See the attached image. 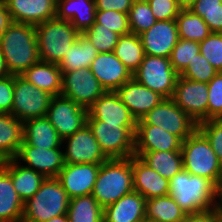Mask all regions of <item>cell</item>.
I'll return each mask as SVG.
<instances>
[{
    "label": "cell",
    "mask_w": 222,
    "mask_h": 222,
    "mask_svg": "<svg viewBox=\"0 0 222 222\" xmlns=\"http://www.w3.org/2000/svg\"><path fill=\"white\" fill-rule=\"evenodd\" d=\"M0 53L14 76H20L39 62L35 25L12 21L0 37Z\"/></svg>",
    "instance_id": "obj_1"
},
{
    "label": "cell",
    "mask_w": 222,
    "mask_h": 222,
    "mask_svg": "<svg viewBox=\"0 0 222 222\" xmlns=\"http://www.w3.org/2000/svg\"><path fill=\"white\" fill-rule=\"evenodd\" d=\"M169 183V195L186 214L217 207L218 188L209 179L191 175L183 169Z\"/></svg>",
    "instance_id": "obj_2"
},
{
    "label": "cell",
    "mask_w": 222,
    "mask_h": 222,
    "mask_svg": "<svg viewBox=\"0 0 222 222\" xmlns=\"http://www.w3.org/2000/svg\"><path fill=\"white\" fill-rule=\"evenodd\" d=\"M133 191L132 157L108 159L100 165L92 196L103 209Z\"/></svg>",
    "instance_id": "obj_3"
},
{
    "label": "cell",
    "mask_w": 222,
    "mask_h": 222,
    "mask_svg": "<svg viewBox=\"0 0 222 222\" xmlns=\"http://www.w3.org/2000/svg\"><path fill=\"white\" fill-rule=\"evenodd\" d=\"M181 152L184 170L209 179L217 188L222 186L221 159L198 129L182 142Z\"/></svg>",
    "instance_id": "obj_4"
},
{
    "label": "cell",
    "mask_w": 222,
    "mask_h": 222,
    "mask_svg": "<svg viewBox=\"0 0 222 222\" xmlns=\"http://www.w3.org/2000/svg\"><path fill=\"white\" fill-rule=\"evenodd\" d=\"M69 197L57 178H46L39 190L24 202L22 222H47L66 215Z\"/></svg>",
    "instance_id": "obj_5"
},
{
    "label": "cell",
    "mask_w": 222,
    "mask_h": 222,
    "mask_svg": "<svg viewBox=\"0 0 222 222\" xmlns=\"http://www.w3.org/2000/svg\"><path fill=\"white\" fill-rule=\"evenodd\" d=\"M40 61L59 65L80 34L70 21L57 17L35 26Z\"/></svg>",
    "instance_id": "obj_6"
},
{
    "label": "cell",
    "mask_w": 222,
    "mask_h": 222,
    "mask_svg": "<svg viewBox=\"0 0 222 222\" xmlns=\"http://www.w3.org/2000/svg\"><path fill=\"white\" fill-rule=\"evenodd\" d=\"M87 124L108 159L134 156V135L137 124H112L101 120H87Z\"/></svg>",
    "instance_id": "obj_7"
},
{
    "label": "cell",
    "mask_w": 222,
    "mask_h": 222,
    "mask_svg": "<svg viewBox=\"0 0 222 222\" xmlns=\"http://www.w3.org/2000/svg\"><path fill=\"white\" fill-rule=\"evenodd\" d=\"M179 74L174 70L170 58L145 55L133 78L164 98H172Z\"/></svg>",
    "instance_id": "obj_8"
},
{
    "label": "cell",
    "mask_w": 222,
    "mask_h": 222,
    "mask_svg": "<svg viewBox=\"0 0 222 222\" xmlns=\"http://www.w3.org/2000/svg\"><path fill=\"white\" fill-rule=\"evenodd\" d=\"M137 125L159 126L177 136L182 142L197 129V123L171 98H164L141 120H138Z\"/></svg>",
    "instance_id": "obj_9"
},
{
    "label": "cell",
    "mask_w": 222,
    "mask_h": 222,
    "mask_svg": "<svg viewBox=\"0 0 222 222\" xmlns=\"http://www.w3.org/2000/svg\"><path fill=\"white\" fill-rule=\"evenodd\" d=\"M53 97L27 82L21 76H14L11 114L22 122L33 118L46 117Z\"/></svg>",
    "instance_id": "obj_10"
},
{
    "label": "cell",
    "mask_w": 222,
    "mask_h": 222,
    "mask_svg": "<svg viewBox=\"0 0 222 222\" xmlns=\"http://www.w3.org/2000/svg\"><path fill=\"white\" fill-rule=\"evenodd\" d=\"M87 117L88 109L62 95L52 98L46 114L62 139L73 135L87 124Z\"/></svg>",
    "instance_id": "obj_11"
},
{
    "label": "cell",
    "mask_w": 222,
    "mask_h": 222,
    "mask_svg": "<svg viewBox=\"0 0 222 222\" xmlns=\"http://www.w3.org/2000/svg\"><path fill=\"white\" fill-rule=\"evenodd\" d=\"M208 83L185 79L179 75L172 100L197 124L208 120Z\"/></svg>",
    "instance_id": "obj_12"
},
{
    "label": "cell",
    "mask_w": 222,
    "mask_h": 222,
    "mask_svg": "<svg viewBox=\"0 0 222 222\" xmlns=\"http://www.w3.org/2000/svg\"><path fill=\"white\" fill-rule=\"evenodd\" d=\"M105 92L90 68L62 72L61 95L70 98L86 109Z\"/></svg>",
    "instance_id": "obj_13"
},
{
    "label": "cell",
    "mask_w": 222,
    "mask_h": 222,
    "mask_svg": "<svg viewBox=\"0 0 222 222\" xmlns=\"http://www.w3.org/2000/svg\"><path fill=\"white\" fill-rule=\"evenodd\" d=\"M62 143L65 164H102L108 160L88 124L63 139Z\"/></svg>",
    "instance_id": "obj_14"
},
{
    "label": "cell",
    "mask_w": 222,
    "mask_h": 222,
    "mask_svg": "<svg viewBox=\"0 0 222 222\" xmlns=\"http://www.w3.org/2000/svg\"><path fill=\"white\" fill-rule=\"evenodd\" d=\"M14 159L21 165L42 174L45 178H57L65 166L62 148L44 149L28 145L24 141ZM23 162L24 164H22Z\"/></svg>",
    "instance_id": "obj_15"
},
{
    "label": "cell",
    "mask_w": 222,
    "mask_h": 222,
    "mask_svg": "<svg viewBox=\"0 0 222 222\" xmlns=\"http://www.w3.org/2000/svg\"><path fill=\"white\" fill-rule=\"evenodd\" d=\"M101 164H65L57 179L69 199L92 194Z\"/></svg>",
    "instance_id": "obj_16"
},
{
    "label": "cell",
    "mask_w": 222,
    "mask_h": 222,
    "mask_svg": "<svg viewBox=\"0 0 222 222\" xmlns=\"http://www.w3.org/2000/svg\"><path fill=\"white\" fill-rule=\"evenodd\" d=\"M139 37L145 55L170 58L172 50L179 40L176 19L156 21Z\"/></svg>",
    "instance_id": "obj_17"
},
{
    "label": "cell",
    "mask_w": 222,
    "mask_h": 222,
    "mask_svg": "<svg viewBox=\"0 0 222 222\" xmlns=\"http://www.w3.org/2000/svg\"><path fill=\"white\" fill-rule=\"evenodd\" d=\"M90 70L105 91H116L133 78L131 71L112 52L98 53Z\"/></svg>",
    "instance_id": "obj_18"
},
{
    "label": "cell",
    "mask_w": 222,
    "mask_h": 222,
    "mask_svg": "<svg viewBox=\"0 0 222 222\" xmlns=\"http://www.w3.org/2000/svg\"><path fill=\"white\" fill-rule=\"evenodd\" d=\"M115 92L128 107L136 121L141 120L164 99L158 92L138 83L134 78L127 81Z\"/></svg>",
    "instance_id": "obj_19"
},
{
    "label": "cell",
    "mask_w": 222,
    "mask_h": 222,
    "mask_svg": "<svg viewBox=\"0 0 222 222\" xmlns=\"http://www.w3.org/2000/svg\"><path fill=\"white\" fill-rule=\"evenodd\" d=\"M13 22L38 25L56 17L57 0H4Z\"/></svg>",
    "instance_id": "obj_20"
},
{
    "label": "cell",
    "mask_w": 222,
    "mask_h": 222,
    "mask_svg": "<svg viewBox=\"0 0 222 222\" xmlns=\"http://www.w3.org/2000/svg\"><path fill=\"white\" fill-rule=\"evenodd\" d=\"M87 120H101L112 124H137L115 91H106L88 108Z\"/></svg>",
    "instance_id": "obj_21"
},
{
    "label": "cell",
    "mask_w": 222,
    "mask_h": 222,
    "mask_svg": "<svg viewBox=\"0 0 222 222\" xmlns=\"http://www.w3.org/2000/svg\"><path fill=\"white\" fill-rule=\"evenodd\" d=\"M182 141L154 125H136L134 152L181 151Z\"/></svg>",
    "instance_id": "obj_22"
},
{
    "label": "cell",
    "mask_w": 222,
    "mask_h": 222,
    "mask_svg": "<svg viewBox=\"0 0 222 222\" xmlns=\"http://www.w3.org/2000/svg\"><path fill=\"white\" fill-rule=\"evenodd\" d=\"M133 188L146 200L169 195V180L145 164L139 157L132 156Z\"/></svg>",
    "instance_id": "obj_23"
},
{
    "label": "cell",
    "mask_w": 222,
    "mask_h": 222,
    "mask_svg": "<svg viewBox=\"0 0 222 222\" xmlns=\"http://www.w3.org/2000/svg\"><path fill=\"white\" fill-rule=\"evenodd\" d=\"M146 199L136 191L121 197L103 211L104 222H146Z\"/></svg>",
    "instance_id": "obj_24"
},
{
    "label": "cell",
    "mask_w": 222,
    "mask_h": 222,
    "mask_svg": "<svg viewBox=\"0 0 222 222\" xmlns=\"http://www.w3.org/2000/svg\"><path fill=\"white\" fill-rule=\"evenodd\" d=\"M96 11L95 0H58L56 17L83 33L95 23Z\"/></svg>",
    "instance_id": "obj_25"
},
{
    "label": "cell",
    "mask_w": 222,
    "mask_h": 222,
    "mask_svg": "<svg viewBox=\"0 0 222 222\" xmlns=\"http://www.w3.org/2000/svg\"><path fill=\"white\" fill-rule=\"evenodd\" d=\"M2 168L10 175L13 187L23 203L39 190L46 179L42 174L21 165L15 159L4 160Z\"/></svg>",
    "instance_id": "obj_26"
},
{
    "label": "cell",
    "mask_w": 222,
    "mask_h": 222,
    "mask_svg": "<svg viewBox=\"0 0 222 222\" xmlns=\"http://www.w3.org/2000/svg\"><path fill=\"white\" fill-rule=\"evenodd\" d=\"M23 141L28 145L44 149L62 148L63 139L46 117L23 122Z\"/></svg>",
    "instance_id": "obj_27"
},
{
    "label": "cell",
    "mask_w": 222,
    "mask_h": 222,
    "mask_svg": "<svg viewBox=\"0 0 222 222\" xmlns=\"http://www.w3.org/2000/svg\"><path fill=\"white\" fill-rule=\"evenodd\" d=\"M20 76L52 96L61 95L62 71L57 64L39 61Z\"/></svg>",
    "instance_id": "obj_28"
},
{
    "label": "cell",
    "mask_w": 222,
    "mask_h": 222,
    "mask_svg": "<svg viewBox=\"0 0 222 222\" xmlns=\"http://www.w3.org/2000/svg\"><path fill=\"white\" fill-rule=\"evenodd\" d=\"M24 203L13 187L10 175L0 169V222H22Z\"/></svg>",
    "instance_id": "obj_29"
},
{
    "label": "cell",
    "mask_w": 222,
    "mask_h": 222,
    "mask_svg": "<svg viewBox=\"0 0 222 222\" xmlns=\"http://www.w3.org/2000/svg\"><path fill=\"white\" fill-rule=\"evenodd\" d=\"M23 142V122L9 113H0V156L14 159Z\"/></svg>",
    "instance_id": "obj_30"
},
{
    "label": "cell",
    "mask_w": 222,
    "mask_h": 222,
    "mask_svg": "<svg viewBox=\"0 0 222 222\" xmlns=\"http://www.w3.org/2000/svg\"><path fill=\"white\" fill-rule=\"evenodd\" d=\"M134 156L139 157L150 168L168 180L183 170L181 151L134 152Z\"/></svg>",
    "instance_id": "obj_31"
},
{
    "label": "cell",
    "mask_w": 222,
    "mask_h": 222,
    "mask_svg": "<svg viewBox=\"0 0 222 222\" xmlns=\"http://www.w3.org/2000/svg\"><path fill=\"white\" fill-rule=\"evenodd\" d=\"M98 53L89 39L80 33L59 63V69L62 72H71L80 68H90Z\"/></svg>",
    "instance_id": "obj_32"
},
{
    "label": "cell",
    "mask_w": 222,
    "mask_h": 222,
    "mask_svg": "<svg viewBox=\"0 0 222 222\" xmlns=\"http://www.w3.org/2000/svg\"><path fill=\"white\" fill-rule=\"evenodd\" d=\"M186 213L170 196H160L146 200V222H183Z\"/></svg>",
    "instance_id": "obj_33"
},
{
    "label": "cell",
    "mask_w": 222,
    "mask_h": 222,
    "mask_svg": "<svg viewBox=\"0 0 222 222\" xmlns=\"http://www.w3.org/2000/svg\"><path fill=\"white\" fill-rule=\"evenodd\" d=\"M113 53L132 74L139 68L145 56L140 37L131 32L119 36Z\"/></svg>",
    "instance_id": "obj_34"
},
{
    "label": "cell",
    "mask_w": 222,
    "mask_h": 222,
    "mask_svg": "<svg viewBox=\"0 0 222 222\" xmlns=\"http://www.w3.org/2000/svg\"><path fill=\"white\" fill-rule=\"evenodd\" d=\"M103 211L92 194H89L69 199L67 217L70 222H104Z\"/></svg>",
    "instance_id": "obj_35"
},
{
    "label": "cell",
    "mask_w": 222,
    "mask_h": 222,
    "mask_svg": "<svg viewBox=\"0 0 222 222\" xmlns=\"http://www.w3.org/2000/svg\"><path fill=\"white\" fill-rule=\"evenodd\" d=\"M180 39L200 43L210 35L206 22L190 10H180L176 17Z\"/></svg>",
    "instance_id": "obj_36"
},
{
    "label": "cell",
    "mask_w": 222,
    "mask_h": 222,
    "mask_svg": "<svg viewBox=\"0 0 222 222\" xmlns=\"http://www.w3.org/2000/svg\"><path fill=\"white\" fill-rule=\"evenodd\" d=\"M189 10L206 22L211 33H222V0H196Z\"/></svg>",
    "instance_id": "obj_37"
},
{
    "label": "cell",
    "mask_w": 222,
    "mask_h": 222,
    "mask_svg": "<svg viewBox=\"0 0 222 222\" xmlns=\"http://www.w3.org/2000/svg\"><path fill=\"white\" fill-rule=\"evenodd\" d=\"M128 20L131 33L138 36L150 29L157 21L149 3L135 1H133L132 7L128 12Z\"/></svg>",
    "instance_id": "obj_38"
},
{
    "label": "cell",
    "mask_w": 222,
    "mask_h": 222,
    "mask_svg": "<svg viewBox=\"0 0 222 222\" xmlns=\"http://www.w3.org/2000/svg\"><path fill=\"white\" fill-rule=\"evenodd\" d=\"M200 53L199 43L180 39L170 55V62L174 70L180 74L192 60Z\"/></svg>",
    "instance_id": "obj_39"
},
{
    "label": "cell",
    "mask_w": 222,
    "mask_h": 222,
    "mask_svg": "<svg viewBox=\"0 0 222 222\" xmlns=\"http://www.w3.org/2000/svg\"><path fill=\"white\" fill-rule=\"evenodd\" d=\"M99 53L112 52L118 42L119 34L105 28L102 24H93L83 32Z\"/></svg>",
    "instance_id": "obj_40"
},
{
    "label": "cell",
    "mask_w": 222,
    "mask_h": 222,
    "mask_svg": "<svg viewBox=\"0 0 222 222\" xmlns=\"http://www.w3.org/2000/svg\"><path fill=\"white\" fill-rule=\"evenodd\" d=\"M218 71L200 53L197 54L192 62L179 74L185 79L197 82L208 83Z\"/></svg>",
    "instance_id": "obj_41"
},
{
    "label": "cell",
    "mask_w": 222,
    "mask_h": 222,
    "mask_svg": "<svg viewBox=\"0 0 222 222\" xmlns=\"http://www.w3.org/2000/svg\"><path fill=\"white\" fill-rule=\"evenodd\" d=\"M94 24H102L120 36L131 32L128 14L115 10H97Z\"/></svg>",
    "instance_id": "obj_42"
},
{
    "label": "cell",
    "mask_w": 222,
    "mask_h": 222,
    "mask_svg": "<svg viewBox=\"0 0 222 222\" xmlns=\"http://www.w3.org/2000/svg\"><path fill=\"white\" fill-rule=\"evenodd\" d=\"M200 54L218 71L222 72V33H210L199 43Z\"/></svg>",
    "instance_id": "obj_43"
},
{
    "label": "cell",
    "mask_w": 222,
    "mask_h": 222,
    "mask_svg": "<svg viewBox=\"0 0 222 222\" xmlns=\"http://www.w3.org/2000/svg\"><path fill=\"white\" fill-rule=\"evenodd\" d=\"M208 120L222 119V72L208 82Z\"/></svg>",
    "instance_id": "obj_44"
},
{
    "label": "cell",
    "mask_w": 222,
    "mask_h": 222,
    "mask_svg": "<svg viewBox=\"0 0 222 222\" xmlns=\"http://www.w3.org/2000/svg\"><path fill=\"white\" fill-rule=\"evenodd\" d=\"M197 129L209 141L214 152L222 158V119H209L197 124Z\"/></svg>",
    "instance_id": "obj_45"
},
{
    "label": "cell",
    "mask_w": 222,
    "mask_h": 222,
    "mask_svg": "<svg viewBox=\"0 0 222 222\" xmlns=\"http://www.w3.org/2000/svg\"><path fill=\"white\" fill-rule=\"evenodd\" d=\"M149 5L156 20H174L179 14L176 0H150Z\"/></svg>",
    "instance_id": "obj_46"
},
{
    "label": "cell",
    "mask_w": 222,
    "mask_h": 222,
    "mask_svg": "<svg viewBox=\"0 0 222 222\" xmlns=\"http://www.w3.org/2000/svg\"><path fill=\"white\" fill-rule=\"evenodd\" d=\"M13 91L14 75L0 78V113L11 114Z\"/></svg>",
    "instance_id": "obj_47"
},
{
    "label": "cell",
    "mask_w": 222,
    "mask_h": 222,
    "mask_svg": "<svg viewBox=\"0 0 222 222\" xmlns=\"http://www.w3.org/2000/svg\"><path fill=\"white\" fill-rule=\"evenodd\" d=\"M133 0H95L96 10H115L128 14Z\"/></svg>",
    "instance_id": "obj_48"
},
{
    "label": "cell",
    "mask_w": 222,
    "mask_h": 222,
    "mask_svg": "<svg viewBox=\"0 0 222 222\" xmlns=\"http://www.w3.org/2000/svg\"><path fill=\"white\" fill-rule=\"evenodd\" d=\"M183 222H218V210L214 208L205 212L186 214Z\"/></svg>",
    "instance_id": "obj_49"
},
{
    "label": "cell",
    "mask_w": 222,
    "mask_h": 222,
    "mask_svg": "<svg viewBox=\"0 0 222 222\" xmlns=\"http://www.w3.org/2000/svg\"><path fill=\"white\" fill-rule=\"evenodd\" d=\"M11 22L12 20L7 10V5L4 0H0V37Z\"/></svg>",
    "instance_id": "obj_50"
},
{
    "label": "cell",
    "mask_w": 222,
    "mask_h": 222,
    "mask_svg": "<svg viewBox=\"0 0 222 222\" xmlns=\"http://www.w3.org/2000/svg\"><path fill=\"white\" fill-rule=\"evenodd\" d=\"M196 0H176L180 10H189Z\"/></svg>",
    "instance_id": "obj_51"
},
{
    "label": "cell",
    "mask_w": 222,
    "mask_h": 222,
    "mask_svg": "<svg viewBox=\"0 0 222 222\" xmlns=\"http://www.w3.org/2000/svg\"><path fill=\"white\" fill-rule=\"evenodd\" d=\"M3 55L0 53V78L9 76Z\"/></svg>",
    "instance_id": "obj_52"
},
{
    "label": "cell",
    "mask_w": 222,
    "mask_h": 222,
    "mask_svg": "<svg viewBox=\"0 0 222 222\" xmlns=\"http://www.w3.org/2000/svg\"><path fill=\"white\" fill-rule=\"evenodd\" d=\"M216 209L222 214V186L220 188H218Z\"/></svg>",
    "instance_id": "obj_53"
},
{
    "label": "cell",
    "mask_w": 222,
    "mask_h": 222,
    "mask_svg": "<svg viewBox=\"0 0 222 222\" xmlns=\"http://www.w3.org/2000/svg\"><path fill=\"white\" fill-rule=\"evenodd\" d=\"M47 222H70V221L68 220V217L66 214V215L54 217V218L48 220Z\"/></svg>",
    "instance_id": "obj_54"
},
{
    "label": "cell",
    "mask_w": 222,
    "mask_h": 222,
    "mask_svg": "<svg viewBox=\"0 0 222 222\" xmlns=\"http://www.w3.org/2000/svg\"><path fill=\"white\" fill-rule=\"evenodd\" d=\"M135 2H139V3H149L150 0H133Z\"/></svg>",
    "instance_id": "obj_55"
},
{
    "label": "cell",
    "mask_w": 222,
    "mask_h": 222,
    "mask_svg": "<svg viewBox=\"0 0 222 222\" xmlns=\"http://www.w3.org/2000/svg\"><path fill=\"white\" fill-rule=\"evenodd\" d=\"M218 222H222V214L218 211Z\"/></svg>",
    "instance_id": "obj_56"
},
{
    "label": "cell",
    "mask_w": 222,
    "mask_h": 222,
    "mask_svg": "<svg viewBox=\"0 0 222 222\" xmlns=\"http://www.w3.org/2000/svg\"><path fill=\"white\" fill-rule=\"evenodd\" d=\"M3 163H4V160H3V158L0 156V169L3 167Z\"/></svg>",
    "instance_id": "obj_57"
}]
</instances>
